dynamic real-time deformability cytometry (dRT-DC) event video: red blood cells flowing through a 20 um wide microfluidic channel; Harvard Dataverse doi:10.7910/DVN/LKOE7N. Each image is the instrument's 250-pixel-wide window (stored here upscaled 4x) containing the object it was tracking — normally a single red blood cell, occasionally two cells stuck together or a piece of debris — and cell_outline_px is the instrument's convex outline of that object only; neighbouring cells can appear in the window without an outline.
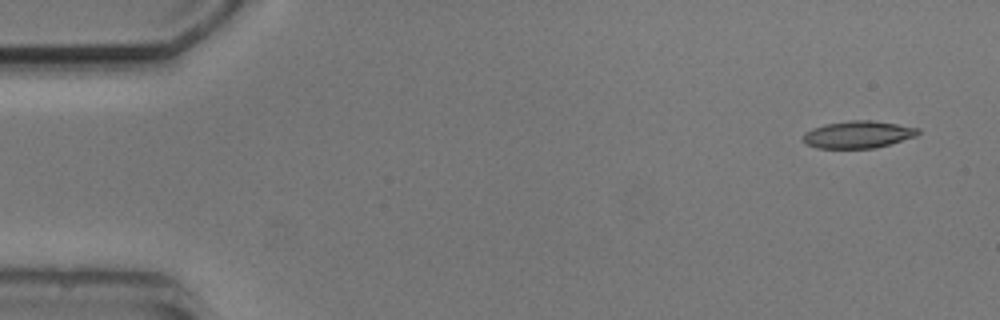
{"species": "common noctule bat (a hibernating species)", "species_latin": "Nyctalus noctula", "temperature_condition": "cold", "stored_images_in_passage": 6, "segment_of_instrument_passage": [2, 2], "camera_frame_rate_fps": 3000, "um_per_image_px": 0.085, "animal": {"sex": "male", "body_mass_g": 20.5, "forearm_length_mm": 52.5}, "frame": {"image": 1, "passage_image": 6, "time_ms": 6.667, "image_size_px": [1000, 320], "cell_outline_px": [[920, 132], [916, 136], [876, 148], [816, 148], [804, 144], [804, 132], [812, 128], [824, 124], [852, 120], [872, 120], [920, 128]], "centroid_in_image_um": [72.92, 11.43], "position_along_channel_um": 12.1, "area_um2": 18.26}}